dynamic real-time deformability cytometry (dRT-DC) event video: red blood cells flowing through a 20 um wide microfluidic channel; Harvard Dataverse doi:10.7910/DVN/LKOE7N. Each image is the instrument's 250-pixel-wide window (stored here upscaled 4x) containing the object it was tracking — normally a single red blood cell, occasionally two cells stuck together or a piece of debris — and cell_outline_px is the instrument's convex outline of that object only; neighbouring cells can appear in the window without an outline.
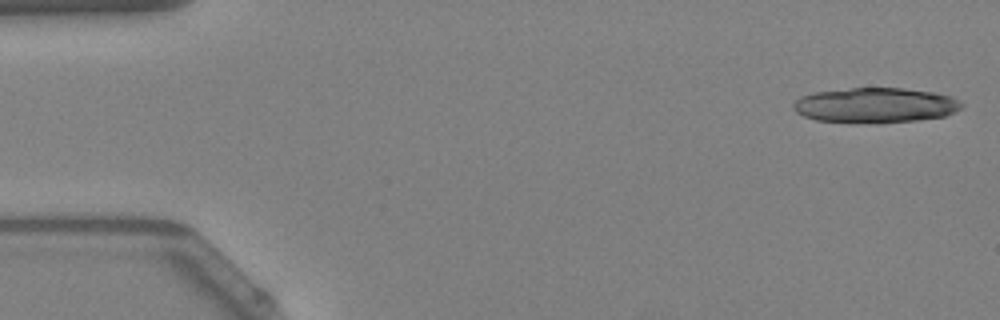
{"species": "Egyptian fruit bat (a non-hibernating species)", "species_latin": "Rousettus aegyptiacus", "temperature_condition": "warm", "stored_images_in_passage": 18, "camera_frame_rate_fps": 3000, "um_per_image_px": 0.085, "animal": {"sex": "female"}, "frame": {"image": 1, "passage_image": 1, "time_ms": 0.0, "image_size_px": [1000, 320], "cell_outline_px": [[964, 104], [960, 108], [944, 116], [920, 120], [880, 124], [876, 124], [816, 120], [804, 116], [796, 112], [792, 108], [792, 104], [800, 96], [812, 92], [852, 88], [904, 88], [936, 92], [952, 96], [960, 100]], "centroid_in_image_um": [74.4, 8.95], "position_along_channel_um": 10.6, "area_um2": 34.91}}
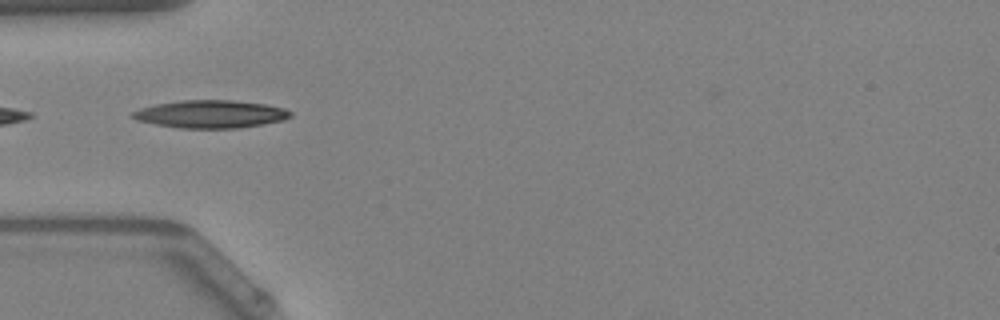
{"frame": {"image": 2, "passage_image": 16, "time_ms": 5.0, "image_size_px": [1000, 320], "cell_outline_px": [[292, 116], [284, 120], [240, 128], [180, 128], [156, 124], [136, 120], [132, 116], [132, 112], [140, 108], [156, 104], [184, 100], [232, 100], [264, 104], [284, 108], [292, 112]], "centroid_in_image_um": [17.92, 9.7], "position_along_channel_um": 67.1, "area_um2": 25.43}}